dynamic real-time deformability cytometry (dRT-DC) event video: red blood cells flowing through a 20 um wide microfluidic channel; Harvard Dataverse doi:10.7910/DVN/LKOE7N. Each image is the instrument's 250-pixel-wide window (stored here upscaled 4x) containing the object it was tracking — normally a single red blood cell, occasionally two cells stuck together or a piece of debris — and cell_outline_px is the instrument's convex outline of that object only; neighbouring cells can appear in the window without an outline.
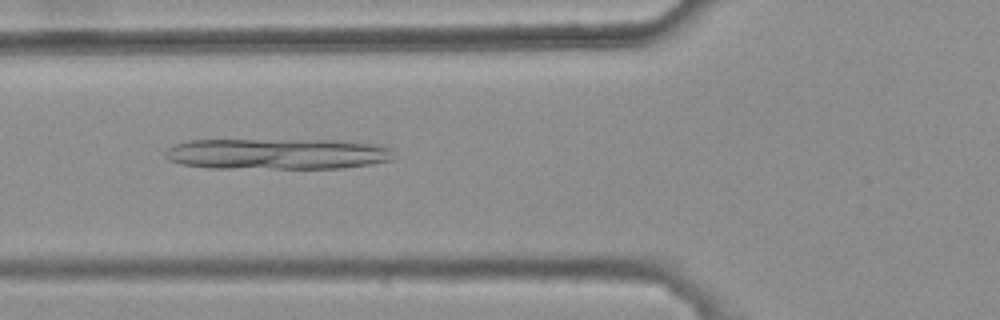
{"species": "common noctule bat (a hibernating species)", "species_latin": "Nyctalus noctula", "temperature_condition": "warm", "stored_images_in_passage": 46, "camera_frame_rate_fps": 3000, "um_per_image_px": 0.085, "animal": {"sex": "female", "body_mass_g": 25.1}, "frame": {"image": 1, "passage_image": 19, "time_ms": 6.0, "image_size_px": [1000, 320], "cell_outline_px": [[392, 160], [368, 164], [340, 168], [208, 168], [180, 164], [168, 160], [164, 156], [164, 152], [172, 144], [188, 140], [336, 140], [376, 144], [388, 148]], "centroid_in_image_um": [23.44, 13.08], "position_along_channel_um": 102.4, "area_um2": 41.27}}
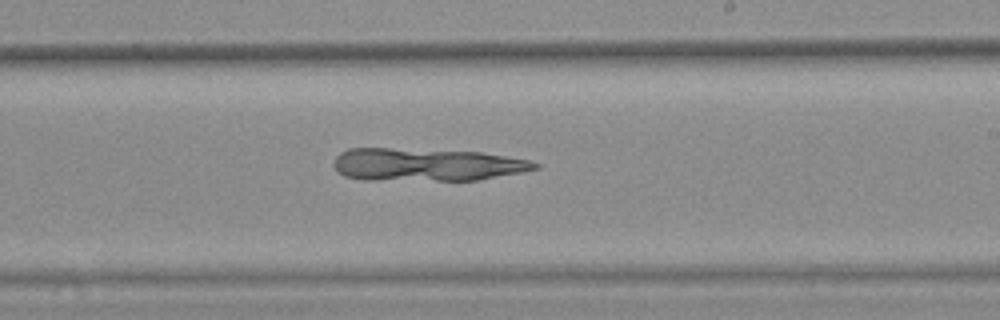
{"frame": {"image": 2, "passage_image": 31, "time_ms": 10.0, "image_size_px": [1000, 320], "cell_outline_px": [[540, 168], [520, 172], [476, 180], [364, 180], [344, 176], [336, 172], [332, 164], [336, 156], [340, 152], [348, 148], [388, 148], [480, 152], [528, 160], [540, 164]], "centroid_in_image_um": [36.16, 14.0], "position_along_channel_um": 252.8, "area_um2": 38.44}}
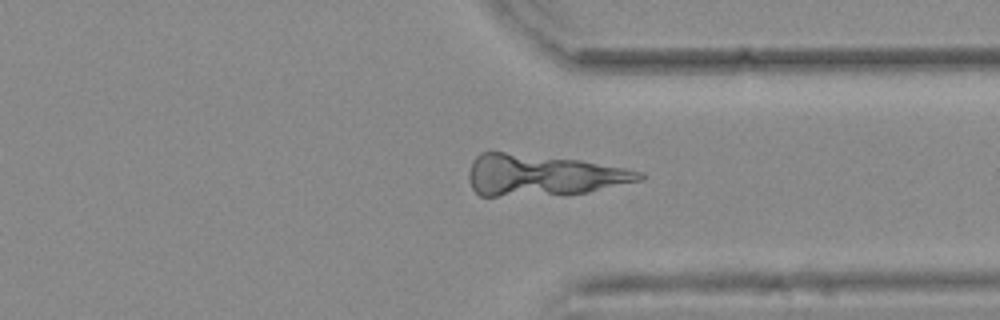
{"frame": {"image": 3, "passage_image": 40, "time_ms": 13.0, "image_size_px": [1000, 320], "cell_outline_px": [[648, 176], [644, 180], [588, 192], [564, 196], [480, 196], [472, 188], [468, 180], [468, 176], [472, 160], [480, 152], [504, 152], [580, 160], [624, 168], [644, 172]], "centroid_in_image_um": [46.16, 14.92], "position_along_channel_um": 365.2, "area_um2": 41.79}}